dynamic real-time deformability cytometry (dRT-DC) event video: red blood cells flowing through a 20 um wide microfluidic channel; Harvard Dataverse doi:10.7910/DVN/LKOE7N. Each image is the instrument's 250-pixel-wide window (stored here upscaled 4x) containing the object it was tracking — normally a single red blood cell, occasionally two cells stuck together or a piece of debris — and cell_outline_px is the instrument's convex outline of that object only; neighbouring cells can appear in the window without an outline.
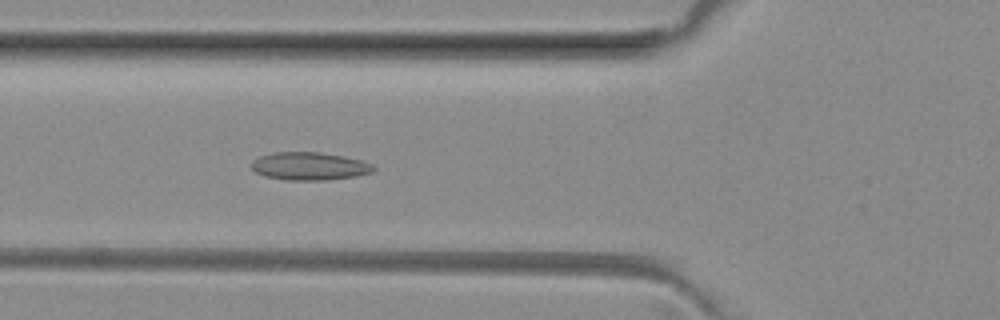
{"species": "common noctule bat (a hibernating species)", "species_latin": "Nyctalus noctula", "temperature_condition": "room temperature", "stored_images_in_passage": 38, "camera_frame_rate_fps": 3000, "um_per_image_px": 0.085, "animal": {"sex": "female", "body_mass_g": 29.2, "forearm_length_mm": 56.3}, "frame": {"image": 1, "passage_image": 9, "time_ms": 2.667, "image_size_px": [1000, 320], "cell_outline_px": [[376, 168], [372, 172], [356, 176], [328, 180], [288, 180], [264, 176], [256, 172], [248, 164], [252, 160], [260, 156], [272, 152], [320, 152], [344, 156], [360, 160], [372, 164]], "centroid_in_image_um": [26.27, 14.12], "position_along_channel_um": 99.5, "area_um2": 20.0}}
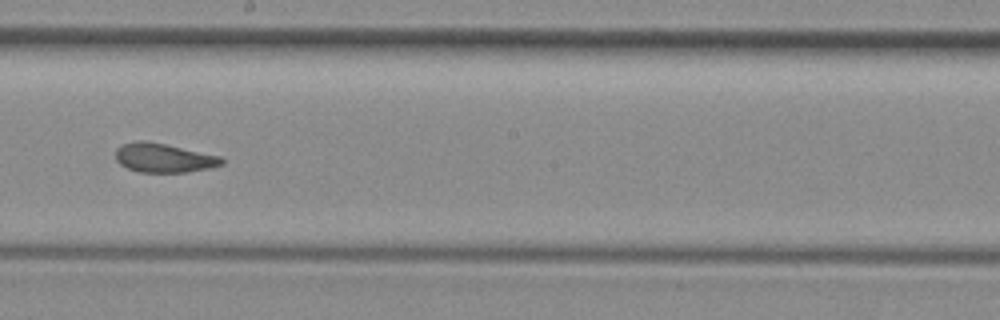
{"frame": {"image": 2, "passage_image": 19, "time_ms": 6.0, "image_size_px": [1000, 320], "cell_outline_px": [[224, 164], [208, 168], [188, 172], [140, 172], [128, 168], [120, 164], [116, 160], [116, 148], [124, 144], [136, 140], [144, 140], [164, 144], [220, 156], [224, 160]], "centroid_in_image_um": [13.91, 13.42], "position_along_channel_um": 234.3, "area_um2": 17.8}}
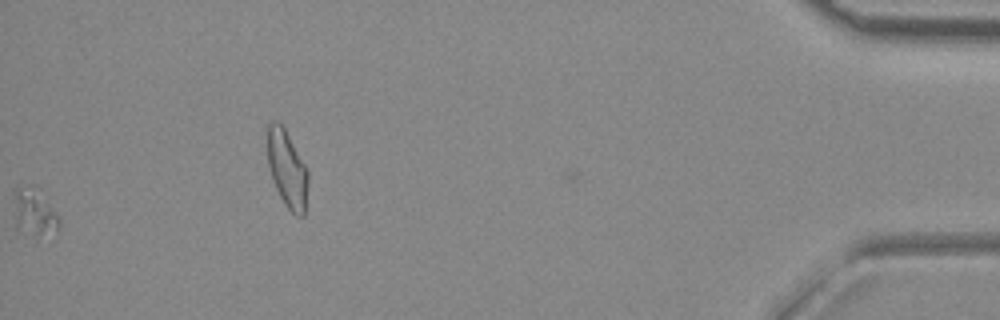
{"frame": {"image": 3, "passage_image": 37, "time_ms": 12.0, "image_size_px": [1000, 320], "cell_outline_px": [[60, 228], [40, 232], [36, 232], [16, 228], [12, 192], [20, 184], [36, 184], [40, 188], [60, 220]], "centroid_in_image_um": [2.85, 17.82], "position_along_channel_um": 432.3, "area_um2": 12.25}, "authors_computed_cell_mechanics": {"area_um2": 18.1203, "velocity_mm_per_s": 4.0404, "shape_relaxation_time_tau1_ms": null, "shape_relaxation_time_tau2_ms": 1.7586, "deformation_change_tau1": null, "deformation_change_tau2": 0.0913}}